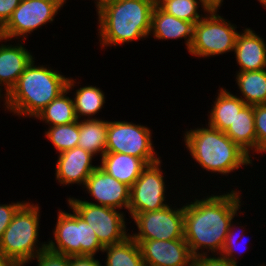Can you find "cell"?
<instances>
[{"label":"cell","instance_id":"1","mask_svg":"<svg viewBox=\"0 0 266 266\" xmlns=\"http://www.w3.org/2000/svg\"><path fill=\"white\" fill-rule=\"evenodd\" d=\"M241 194L234 189L184 203V239L194 258L221 253L230 222L241 211Z\"/></svg>","mask_w":266,"mask_h":266},{"label":"cell","instance_id":"2","mask_svg":"<svg viewBox=\"0 0 266 266\" xmlns=\"http://www.w3.org/2000/svg\"><path fill=\"white\" fill-rule=\"evenodd\" d=\"M154 0H114L97 10L101 48L149 38Z\"/></svg>","mask_w":266,"mask_h":266},{"label":"cell","instance_id":"3","mask_svg":"<svg viewBox=\"0 0 266 266\" xmlns=\"http://www.w3.org/2000/svg\"><path fill=\"white\" fill-rule=\"evenodd\" d=\"M34 64L35 59L26 67L11 91L4 96L5 110L18 117L35 118L40 111L67 89L69 77L60 74L48 65Z\"/></svg>","mask_w":266,"mask_h":266},{"label":"cell","instance_id":"4","mask_svg":"<svg viewBox=\"0 0 266 266\" xmlns=\"http://www.w3.org/2000/svg\"><path fill=\"white\" fill-rule=\"evenodd\" d=\"M183 136L187 151L202 170L228 176L244 165H253L254 158L219 129L202 125Z\"/></svg>","mask_w":266,"mask_h":266},{"label":"cell","instance_id":"5","mask_svg":"<svg viewBox=\"0 0 266 266\" xmlns=\"http://www.w3.org/2000/svg\"><path fill=\"white\" fill-rule=\"evenodd\" d=\"M38 205L26 201L14 214L0 241V252L18 266L30 264L47 249V242L40 244L38 240L41 217Z\"/></svg>","mask_w":266,"mask_h":266},{"label":"cell","instance_id":"6","mask_svg":"<svg viewBox=\"0 0 266 266\" xmlns=\"http://www.w3.org/2000/svg\"><path fill=\"white\" fill-rule=\"evenodd\" d=\"M53 231L54 240L47 242V249L66 256H95L103 251L92 227L74 211L60 210Z\"/></svg>","mask_w":266,"mask_h":266},{"label":"cell","instance_id":"7","mask_svg":"<svg viewBox=\"0 0 266 266\" xmlns=\"http://www.w3.org/2000/svg\"><path fill=\"white\" fill-rule=\"evenodd\" d=\"M219 9L220 7L213 6L194 25L193 41L188 51L190 55L207 58L234 51L240 32L236 31L235 24L218 14Z\"/></svg>","mask_w":266,"mask_h":266},{"label":"cell","instance_id":"8","mask_svg":"<svg viewBox=\"0 0 266 266\" xmlns=\"http://www.w3.org/2000/svg\"><path fill=\"white\" fill-rule=\"evenodd\" d=\"M67 199L70 209L92 227L104 247L120 243L130 236L124 212L92 204L85 199L80 200L70 196Z\"/></svg>","mask_w":266,"mask_h":266},{"label":"cell","instance_id":"9","mask_svg":"<svg viewBox=\"0 0 266 266\" xmlns=\"http://www.w3.org/2000/svg\"><path fill=\"white\" fill-rule=\"evenodd\" d=\"M152 131L128 121H109L106 152L122 153L143 159L147 164L161 159L154 149Z\"/></svg>","mask_w":266,"mask_h":266},{"label":"cell","instance_id":"10","mask_svg":"<svg viewBox=\"0 0 266 266\" xmlns=\"http://www.w3.org/2000/svg\"><path fill=\"white\" fill-rule=\"evenodd\" d=\"M62 7L57 0H21L8 22L2 27L4 38L11 40L19 37L18 42L25 41L28 34L49 22L52 23Z\"/></svg>","mask_w":266,"mask_h":266},{"label":"cell","instance_id":"11","mask_svg":"<svg viewBox=\"0 0 266 266\" xmlns=\"http://www.w3.org/2000/svg\"><path fill=\"white\" fill-rule=\"evenodd\" d=\"M138 231L130 236L134 240L184 239V205H168L162 209L138 213L132 217Z\"/></svg>","mask_w":266,"mask_h":266},{"label":"cell","instance_id":"12","mask_svg":"<svg viewBox=\"0 0 266 266\" xmlns=\"http://www.w3.org/2000/svg\"><path fill=\"white\" fill-rule=\"evenodd\" d=\"M162 160L148 164L140 177L130 187V203L128 213L135 214L162 209L169 205L166 202L165 174Z\"/></svg>","mask_w":266,"mask_h":266},{"label":"cell","instance_id":"13","mask_svg":"<svg viewBox=\"0 0 266 266\" xmlns=\"http://www.w3.org/2000/svg\"><path fill=\"white\" fill-rule=\"evenodd\" d=\"M135 241L146 266H194V256L185 239Z\"/></svg>","mask_w":266,"mask_h":266},{"label":"cell","instance_id":"14","mask_svg":"<svg viewBox=\"0 0 266 266\" xmlns=\"http://www.w3.org/2000/svg\"><path fill=\"white\" fill-rule=\"evenodd\" d=\"M83 188L96 200V203H89L128 210L130 187L107 174L99 166L90 174Z\"/></svg>","mask_w":266,"mask_h":266},{"label":"cell","instance_id":"15","mask_svg":"<svg viewBox=\"0 0 266 266\" xmlns=\"http://www.w3.org/2000/svg\"><path fill=\"white\" fill-rule=\"evenodd\" d=\"M94 155L80 147H74L58 154L55 178L62 186L77 184L85 186L90 174L98 167L92 161Z\"/></svg>","mask_w":266,"mask_h":266},{"label":"cell","instance_id":"16","mask_svg":"<svg viewBox=\"0 0 266 266\" xmlns=\"http://www.w3.org/2000/svg\"><path fill=\"white\" fill-rule=\"evenodd\" d=\"M9 41V43H7ZM11 40L3 39L0 45V94L5 91L6 96L16 85L20 75L26 67L35 58L33 54L26 49L20 41L16 44H10ZM8 44H6V43ZM10 44V45H9ZM4 86V88H3ZM4 89V90H3ZM2 90V91H1Z\"/></svg>","mask_w":266,"mask_h":266},{"label":"cell","instance_id":"17","mask_svg":"<svg viewBox=\"0 0 266 266\" xmlns=\"http://www.w3.org/2000/svg\"><path fill=\"white\" fill-rule=\"evenodd\" d=\"M234 55L238 72L266 69V42L251 28H245L236 39Z\"/></svg>","mask_w":266,"mask_h":266},{"label":"cell","instance_id":"18","mask_svg":"<svg viewBox=\"0 0 266 266\" xmlns=\"http://www.w3.org/2000/svg\"><path fill=\"white\" fill-rule=\"evenodd\" d=\"M194 24L176 18L154 6L151 15V29L149 35L157 40L184 39L186 49L189 51L193 41Z\"/></svg>","mask_w":266,"mask_h":266},{"label":"cell","instance_id":"19","mask_svg":"<svg viewBox=\"0 0 266 266\" xmlns=\"http://www.w3.org/2000/svg\"><path fill=\"white\" fill-rule=\"evenodd\" d=\"M98 165L103 171L118 181L131 187L148 165L143 159L135 156L105 152Z\"/></svg>","mask_w":266,"mask_h":266},{"label":"cell","instance_id":"20","mask_svg":"<svg viewBox=\"0 0 266 266\" xmlns=\"http://www.w3.org/2000/svg\"><path fill=\"white\" fill-rule=\"evenodd\" d=\"M76 79L70 77L67 83V89L57 96L52 102H50L39 114L34 118L45 122L49 126H58L64 124H70L78 121L73 98L67 94L79 84L76 83Z\"/></svg>","mask_w":266,"mask_h":266},{"label":"cell","instance_id":"21","mask_svg":"<svg viewBox=\"0 0 266 266\" xmlns=\"http://www.w3.org/2000/svg\"><path fill=\"white\" fill-rule=\"evenodd\" d=\"M227 89H218V96L211 105L207 125L226 132L234 122L238 112L246 105L238 96Z\"/></svg>","mask_w":266,"mask_h":266},{"label":"cell","instance_id":"22","mask_svg":"<svg viewBox=\"0 0 266 266\" xmlns=\"http://www.w3.org/2000/svg\"><path fill=\"white\" fill-rule=\"evenodd\" d=\"M225 134L250 156L257 154V136L254 126V106L245 105L236 115Z\"/></svg>","mask_w":266,"mask_h":266},{"label":"cell","instance_id":"23","mask_svg":"<svg viewBox=\"0 0 266 266\" xmlns=\"http://www.w3.org/2000/svg\"><path fill=\"white\" fill-rule=\"evenodd\" d=\"M108 123L109 121L98 118L79 120L78 147L95 157H102L106 152Z\"/></svg>","mask_w":266,"mask_h":266},{"label":"cell","instance_id":"24","mask_svg":"<svg viewBox=\"0 0 266 266\" xmlns=\"http://www.w3.org/2000/svg\"><path fill=\"white\" fill-rule=\"evenodd\" d=\"M235 80L241 92V96L238 97L245 104L252 106L266 104V69L237 72Z\"/></svg>","mask_w":266,"mask_h":266},{"label":"cell","instance_id":"25","mask_svg":"<svg viewBox=\"0 0 266 266\" xmlns=\"http://www.w3.org/2000/svg\"><path fill=\"white\" fill-rule=\"evenodd\" d=\"M105 252L103 266H144L140 247L131 236L120 243L105 246L102 253Z\"/></svg>","mask_w":266,"mask_h":266},{"label":"cell","instance_id":"26","mask_svg":"<svg viewBox=\"0 0 266 266\" xmlns=\"http://www.w3.org/2000/svg\"><path fill=\"white\" fill-rule=\"evenodd\" d=\"M73 95H75L73 101L77 119L81 120L82 117L84 119H97L95 115L100 113L105 104L106 98L103 90L93 85H86L75 89Z\"/></svg>","mask_w":266,"mask_h":266},{"label":"cell","instance_id":"27","mask_svg":"<svg viewBox=\"0 0 266 266\" xmlns=\"http://www.w3.org/2000/svg\"><path fill=\"white\" fill-rule=\"evenodd\" d=\"M198 4L201 5L200 11H203L204 15L200 14ZM157 6L167 14L194 25L213 7L207 0H162Z\"/></svg>","mask_w":266,"mask_h":266},{"label":"cell","instance_id":"28","mask_svg":"<svg viewBox=\"0 0 266 266\" xmlns=\"http://www.w3.org/2000/svg\"><path fill=\"white\" fill-rule=\"evenodd\" d=\"M46 138L53 144L57 153H62L78 146L79 120L70 124L49 126Z\"/></svg>","mask_w":266,"mask_h":266},{"label":"cell","instance_id":"29","mask_svg":"<svg viewBox=\"0 0 266 266\" xmlns=\"http://www.w3.org/2000/svg\"><path fill=\"white\" fill-rule=\"evenodd\" d=\"M235 221H233V219L231 220L230 222V226H229V230H228V233L226 235V239H225V242H224V245H223V248H222V251H221V255L226 257L227 259H229L232 263L234 264H237V257L234 256V254L237 251L236 249V246H239L238 243H239V240H238V237L241 238V240L243 239V233L245 230H242V228H244V226H239V229H236L238 226L236 225H240L239 223L235 224L234 223ZM235 224V225H234ZM241 227V228H240ZM237 230H242V231H237ZM237 231V232H236ZM239 232V233H238ZM243 232V233H242ZM241 233V234H240ZM240 234V235H239ZM242 235V237H241ZM245 239V238H244ZM243 239V240H244ZM249 240V239H248ZM247 241V240H246ZM238 242V243H237ZM244 243V241H242ZM241 243V242H240ZM247 244H245L244 246H246ZM246 248V247H245ZM236 249V250H235ZM243 250V249H242ZM246 250V249H245ZM244 252V251H243ZM234 253V254H233ZM240 253H241V250H240ZM238 253V254H240Z\"/></svg>","mask_w":266,"mask_h":266},{"label":"cell","instance_id":"30","mask_svg":"<svg viewBox=\"0 0 266 266\" xmlns=\"http://www.w3.org/2000/svg\"><path fill=\"white\" fill-rule=\"evenodd\" d=\"M254 126L257 136V154L266 152V104L254 106Z\"/></svg>","mask_w":266,"mask_h":266},{"label":"cell","instance_id":"31","mask_svg":"<svg viewBox=\"0 0 266 266\" xmlns=\"http://www.w3.org/2000/svg\"><path fill=\"white\" fill-rule=\"evenodd\" d=\"M33 260H36L37 266H70V257L54 253L48 249L42 251Z\"/></svg>","mask_w":266,"mask_h":266},{"label":"cell","instance_id":"32","mask_svg":"<svg viewBox=\"0 0 266 266\" xmlns=\"http://www.w3.org/2000/svg\"><path fill=\"white\" fill-rule=\"evenodd\" d=\"M26 202L17 201L11 202L9 204H0V241L2 239L3 233L12 221L14 214L17 210Z\"/></svg>","mask_w":266,"mask_h":266},{"label":"cell","instance_id":"33","mask_svg":"<svg viewBox=\"0 0 266 266\" xmlns=\"http://www.w3.org/2000/svg\"><path fill=\"white\" fill-rule=\"evenodd\" d=\"M194 266H238L221 254L202 255L194 258Z\"/></svg>","mask_w":266,"mask_h":266},{"label":"cell","instance_id":"34","mask_svg":"<svg viewBox=\"0 0 266 266\" xmlns=\"http://www.w3.org/2000/svg\"><path fill=\"white\" fill-rule=\"evenodd\" d=\"M21 0H0V27L2 28L18 7Z\"/></svg>","mask_w":266,"mask_h":266},{"label":"cell","instance_id":"35","mask_svg":"<svg viewBox=\"0 0 266 266\" xmlns=\"http://www.w3.org/2000/svg\"><path fill=\"white\" fill-rule=\"evenodd\" d=\"M70 266H103L95 256H70Z\"/></svg>","mask_w":266,"mask_h":266},{"label":"cell","instance_id":"36","mask_svg":"<svg viewBox=\"0 0 266 266\" xmlns=\"http://www.w3.org/2000/svg\"><path fill=\"white\" fill-rule=\"evenodd\" d=\"M0 266H18L13 260L0 252Z\"/></svg>","mask_w":266,"mask_h":266},{"label":"cell","instance_id":"37","mask_svg":"<svg viewBox=\"0 0 266 266\" xmlns=\"http://www.w3.org/2000/svg\"><path fill=\"white\" fill-rule=\"evenodd\" d=\"M110 1H114V0H94V4L96 6V11L103 6L105 3H108Z\"/></svg>","mask_w":266,"mask_h":266},{"label":"cell","instance_id":"38","mask_svg":"<svg viewBox=\"0 0 266 266\" xmlns=\"http://www.w3.org/2000/svg\"><path fill=\"white\" fill-rule=\"evenodd\" d=\"M212 6L222 7L223 0H207Z\"/></svg>","mask_w":266,"mask_h":266},{"label":"cell","instance_id":"39","mask_svg":"<svg viewBox=\"0 0 266 266\" xmlns=\"http://www.w3.org/2000/svg\"><path fill=\"white\" fill-rule=\"evenodd\" d=\"M4 39L2 28L0 27V42Z\"/></svg>","mask_w":266,"mask_h":266},{"label":"cell","instance_id":"40","mask_svg":"<svg viewBox=\"0 0 266 266\" xmlns=\"http://www.w3.org/2000/svg\"><path fill=\"white\" fill-rule=\"evenodd\" d=\"M260 2V4H262V6H264V8H266V0H258Z\"/></svg>","mask_w":266,"mask_h":266},{"label":"cell","instance_id":"41","mask_svg":"<svg viewBox=\"0 0 266 266\" xmlns=\"http://www.w3.org/2000/svg\"><path fill=\"white\" fill-rule=\"evenodd\" d=\"M57 1H59L62 5H64V4H66L67 0H57Z\"/></svg>","mask_w":266,"mask_h":266},{"label":"cell","instance_id":"42","mask_svg":"<svg viewBox=\"0 0 266 266\" xmlns=\"http://www.w3.org/2000/svg\"><path fill=\"white\" fill-rule=\"evenodd\" d=\"M162 0H154L155 5H158Z\"/></svg>","mask_w":266,"mask_h":266}]
</instances>
